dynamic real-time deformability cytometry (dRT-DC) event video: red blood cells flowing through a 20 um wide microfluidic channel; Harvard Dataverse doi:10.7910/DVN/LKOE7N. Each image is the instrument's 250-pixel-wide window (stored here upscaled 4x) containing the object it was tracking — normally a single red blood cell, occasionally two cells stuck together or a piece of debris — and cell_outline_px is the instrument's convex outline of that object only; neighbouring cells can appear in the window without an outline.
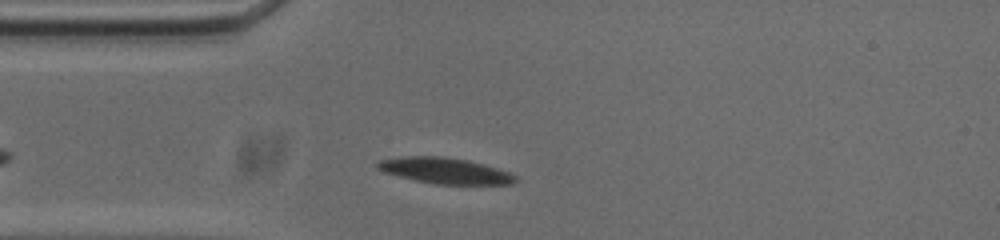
{"species": "common noctule bat (a hibernating species)", "species_latin": "Nyctalus noctula", "temperature_condition": "cold", "stored_images_in_passage": 46, "camera_frame_rate_fps": 3000, "um_per_image_px": 0.085, "animal": {"sex": "male", "body_mass_g": 20.0, "forearm_length_mm": 53.3}, "frame": {"image": 1, "passage_image": 6, "time_ms": 1.667, "image_size_px": [1000, 240], "cell_outline_px": [[516, 180], [512, 184], [432, 184], [384, 172], [376, 168], [376, 164], [380, 160], [404, 156], [440, 156], [468, 160], [484, 164], [508, 172], [516, 176]], "centroid_in_image_um": [37.81, 14.5], "position_along_channel_um": 47.2, "area_um2": 20.63}}
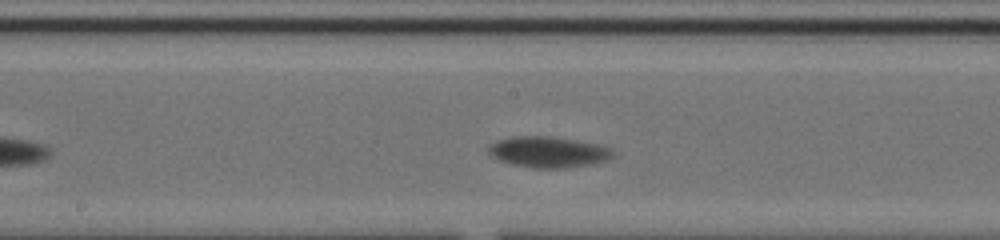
{"frame": {"image": 2, "passage_image": 20, "time_ms": 6.333, "image_size_px": [1000, 240], "cell_outline_px": [[616, 152], [608, 160], [592, 164], [564, 168], [532, 168], [512, 164], [500, 160], [492, 156], [488, 152], [488, 148], [496, 140], [512, 136], [552, 136], [600, 144], [612, 148]], "centroid_in_image_um": [46.64, 12.91], "position_along_channel_um": 201.6, "area_um2": 22.66}}
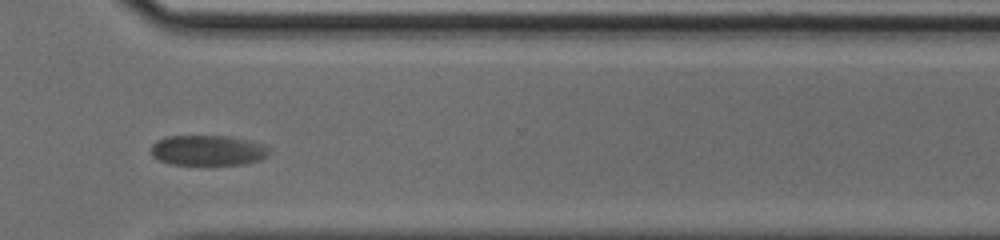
{"frame": {"image": 3, "passage_image": 33, "time_ms": 10.667, "image_size_px": [1000, 240], "cell_outline_px": [[268, 152], [260, 160], [244, 164], [168, 164], [152, 156], [152, 144], [156, 140], [164, 136], [228, 136], [248, 140], [264, 144], [268, 148]], "centroid_in_image_um": [17.63, 12.77], "position_along_channel_um": 353.0, "area_um2": 20.75}, "authors_computed_cell_mechanics": {"area_um2": 21.5305, "velocity_mm_per_s": 3.485, "shape_relaxation_time_tau1_ms": 4.077, "shape_relaxation_time_tau2_ms": null, "deformation_change_tau1": 0.1475, "deformation_change_tau2": null}}